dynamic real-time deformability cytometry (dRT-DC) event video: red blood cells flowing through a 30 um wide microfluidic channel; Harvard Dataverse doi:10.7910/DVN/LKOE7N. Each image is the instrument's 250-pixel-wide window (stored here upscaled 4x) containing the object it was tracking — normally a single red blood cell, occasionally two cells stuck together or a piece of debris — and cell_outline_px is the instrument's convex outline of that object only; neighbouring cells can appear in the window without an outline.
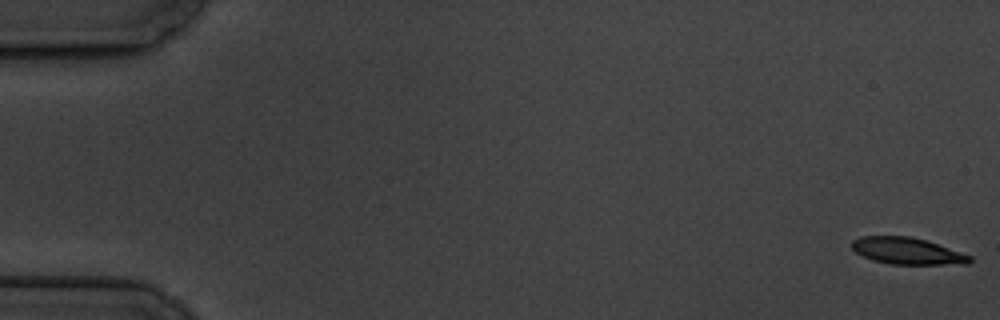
{"species": "common noctule bat (a hibernating species)", "species_latin": "Nyctalus noctula", "temperature_condition": "cold", "stored_images_in_passage": 6, "camera_frame_rate_fps": 3000, "um_per_image_px": 0.085, "animal": {"sex": "male", "body_mass_g": 19.5, "forearm_length_mm": 54.6}, "frame": {"image": 1, "passage_image": 1, "time_ms": 0.0, "image_size_px": [1000, 320], "cell_outline_px": [[972, 260], [968, 264], [892, 264], [872, 260], [856, 252], [852, 248], [852, 240], [860, 236], [912, 236], [972, 256]], "centroid_in_image_um": [77.09, 21.33], "position_along_channel_um": 7.9, "area_um2": 18.15}}
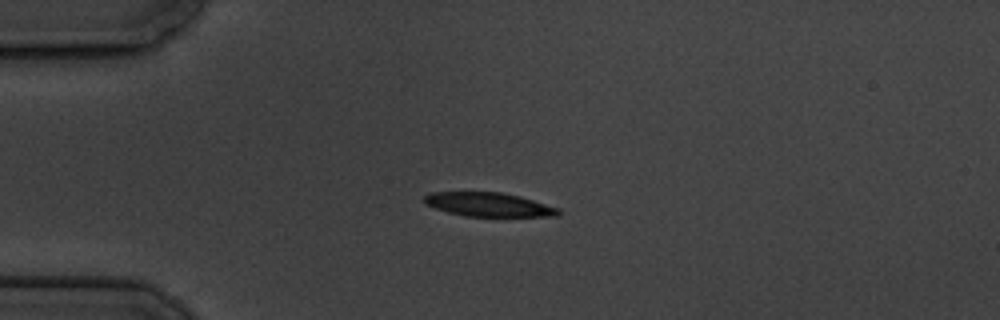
{"frame": {"image": 2, "passage_image": 5, "time_ms": 4.667, "image_size_px": [1000, 320], "cell_outline_px": [[560, 216], [464, 216], [448, 212], [424, 204], [424, 196], [432, 192], [500, 192], [520, 196], [560, 208]], "centroid_in_image_um": [41.55, 17.38], "position_along_channel_um": 43.5, "area_um2": 18.67}}